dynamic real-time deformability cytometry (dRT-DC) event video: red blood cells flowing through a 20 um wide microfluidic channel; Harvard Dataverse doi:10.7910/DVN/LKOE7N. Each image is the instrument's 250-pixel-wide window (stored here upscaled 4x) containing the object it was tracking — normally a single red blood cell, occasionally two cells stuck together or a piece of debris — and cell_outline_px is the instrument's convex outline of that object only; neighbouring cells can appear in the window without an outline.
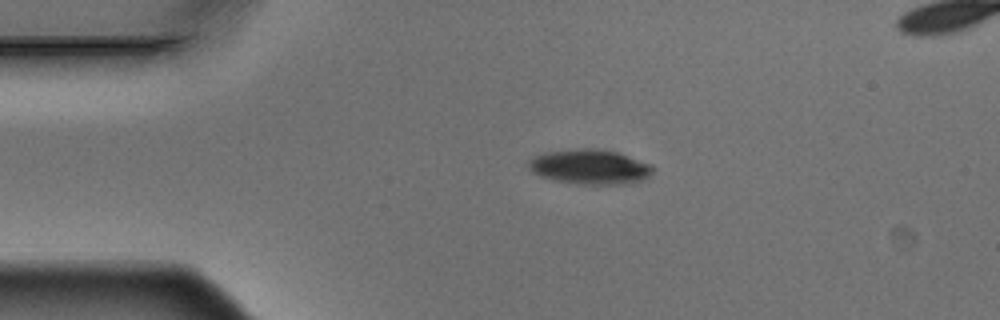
{"species": "Egyptian fruit bat (a non-hibernating species)", "species_latin": "Rousettus aegyptiacus", "temperature_condition": "warm", "stored_images_in_passage": 5, "segment_of_instrument_passage": [1, 2], "camera_frame_rate_fps": 3000, "um_per_image_px": 0.085, "animal": {"sex": "male"}, "frame": {"image": 1, "passage_image": 3, "time_ms": 0.667, "image_size_px": [1000, 320], "cell_outline_px": [[656, 168], [644, 180], [624, 184], [584, 184], [556, 180], [540, 176], [532, 172], [528, 168], [528, 160], [532, 156], [544, 152], [576, 148], [596, 148], [616, 152], [652, 164]], "centroid_in_image_um": [50.13, 14.16], "position_along_channel_um": 34.9, "area_um2": 25.37}}